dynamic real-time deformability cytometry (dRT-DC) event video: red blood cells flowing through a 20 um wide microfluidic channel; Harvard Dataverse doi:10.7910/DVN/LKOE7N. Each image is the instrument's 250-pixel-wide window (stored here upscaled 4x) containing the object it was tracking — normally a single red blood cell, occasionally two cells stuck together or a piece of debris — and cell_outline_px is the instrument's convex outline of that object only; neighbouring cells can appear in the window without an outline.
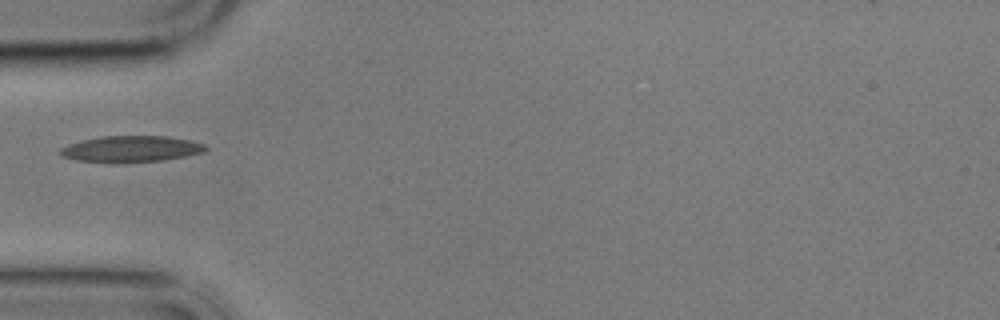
{"species": "common noctule bat (a hibernating species)", "species_latin": "Nyctalus noctula", "temperature_condition": "cold", "stored_images_in_passage": 1, "camera_frame_rate_fps": 3000, "um_per_image_px": 0.085, "animal": {"sex": "male", "body_mass_g": 17.9}, "frame": {"image": 1, "passage_image": 1, "time_ms": 0.0, "image_size_px": [1000, 320], "cell_outline_px": [[208, 148], [204, 152], [164, 160], [124, 164], [116, 164], [76, 160], [60, 156], [60, 148], [68, 144], [80, 140], [100, 136], [168, 136], [188, 140], [204, 144]], "centroid_in_image_um": [11.08, 12.68], "position_along_channel_um": 73.9, "area_um2": 22.72}}